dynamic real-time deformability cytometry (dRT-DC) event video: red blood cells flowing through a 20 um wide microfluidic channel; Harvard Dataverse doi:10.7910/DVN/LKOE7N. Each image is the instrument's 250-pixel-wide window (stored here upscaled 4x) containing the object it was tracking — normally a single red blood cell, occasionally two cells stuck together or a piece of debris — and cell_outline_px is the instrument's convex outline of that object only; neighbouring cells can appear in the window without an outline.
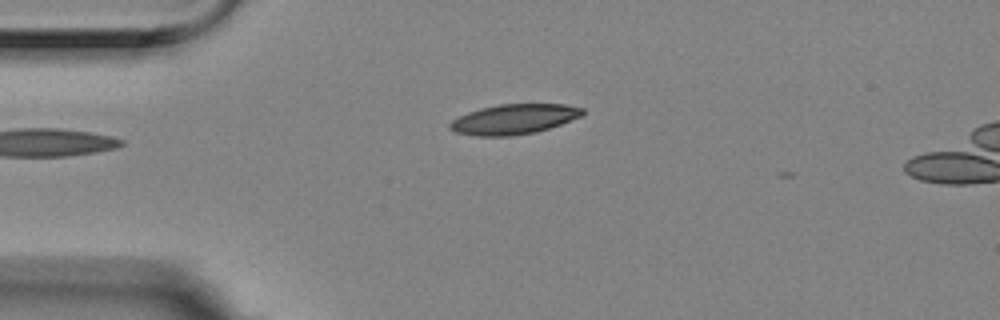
{"species": "Egyptian fruit bat (a non-hibernating species)", "species_latin": "Rousettus aegyptiacus", "temperature_condition": "room temperature", "stored_images_in_passage": 3, "camera_frame_rate_fps": 3000, "um_per_image_px": 0.085, "animal": {"sex": "female"}, "frame": {"image": 1, "passage_image": 3, "time_ms": 0.667, "image_size_px": [1000, 320], "cell_outline_px": [[584, 112], [580, 116], [560, 124], [536, 132], [512, 136], [476, 136], [456, 132], [448, 128], [448, 124], [452, 120], [468, 112], [480, 108], [500, 104], [564, 104], [584, 108]], "centroid_in_image_um": [43.65, 10.13], "position_along_channel_um": 41.3, "area_um2": 23.12}}